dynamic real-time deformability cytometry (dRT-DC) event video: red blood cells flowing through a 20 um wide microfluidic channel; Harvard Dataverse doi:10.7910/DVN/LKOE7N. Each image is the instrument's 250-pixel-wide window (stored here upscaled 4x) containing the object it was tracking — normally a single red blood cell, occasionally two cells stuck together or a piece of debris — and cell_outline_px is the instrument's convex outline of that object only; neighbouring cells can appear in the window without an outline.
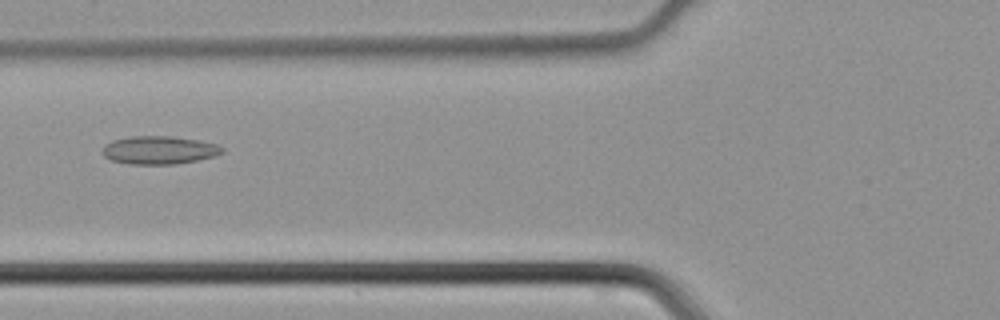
{"species": "common noctule bat (a hibernating species)", "species_latin": "Nyctalus noctula", "temperature_condition": "cold", "stored_images_in_passage": 31, "camera_frame_rate_fps": 3000, "um_per_image_px": 0.085, "animal": {"sex": "male", "body_mass_g": 21.5, "forearm_length_mm": 52.0}, "frame": {"image": 1, "passage_image": 4, "time_ms": 1.0, "image_size_px": [1000, 320], "cell_outline_px": [[224, 152], [216, 156], [176, 164], [128, 164], [112, 160], [104, 156], [104, 144], [112, 140], [132, 136], [172, 136], [200, 140], [216, 144], [224, 148]], "centroid_in_image_um": [13.56, 12.75], "position_along_channel_um": 112.2, "area_um2": 19.65}}
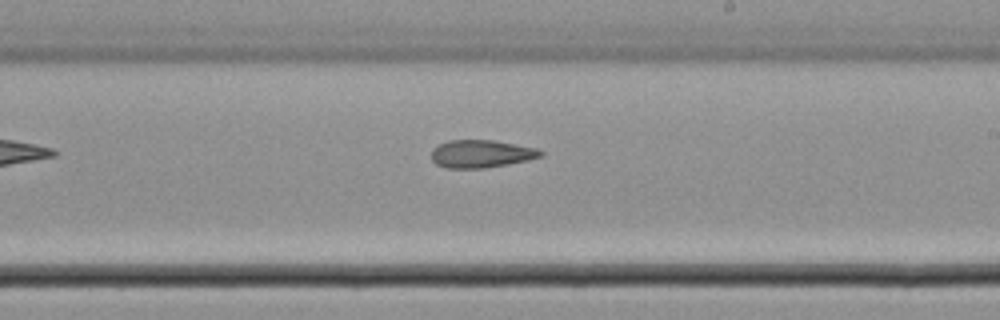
{"frame": {"image": 2, "passage_image": 13, "time_ms": 4.0, "image_size_px": [1000, 320], "cell_outline_px": [[544, 156], [528, 160], [508, 164], [484, 168], [448, 168], [436, 164], [432, 160], [432, 148], [448, 140], [492, 140], [536, 148], [544, 152]], "centroid_in_image_um": [40.91, 13.07], "position_along_channel_um": 248.1, "area_um2": 17.63}}
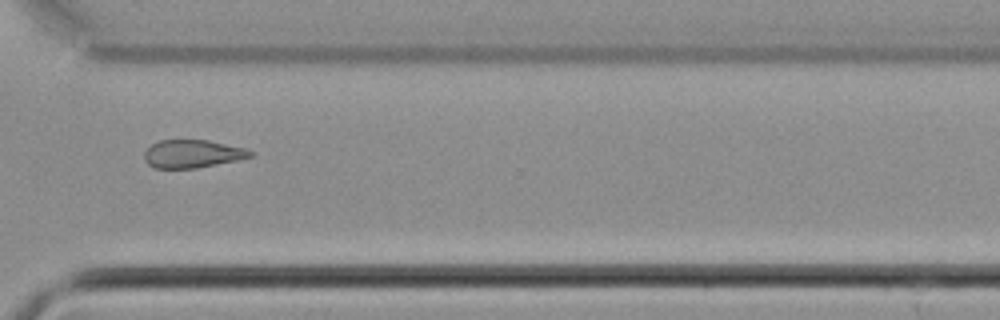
{"frame": {"image": 3, "passage_image": 20, "time_ms": 6.333, "image_size_px": [1000, 320], "cell_outline_px": [[256, 156], [196, 168], [152, 168], [144, 160], [144, 152], [152, 144], [160, 140], [208, 140], [248, 148], [256, 152]], "centroid_in_image_um": [16.41, 13.07], "position_along_channel_um": 354.2, "area_um2": 17.51}}